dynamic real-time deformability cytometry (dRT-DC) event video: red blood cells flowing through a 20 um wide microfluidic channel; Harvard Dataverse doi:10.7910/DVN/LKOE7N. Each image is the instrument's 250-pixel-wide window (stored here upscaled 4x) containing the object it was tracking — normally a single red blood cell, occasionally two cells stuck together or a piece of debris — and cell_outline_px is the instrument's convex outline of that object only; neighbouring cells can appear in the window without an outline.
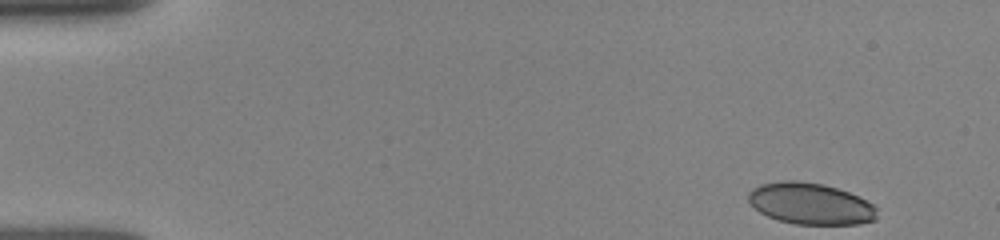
{"species": "human", "species_latin": "Homo sapiens", "temperature_condition": "room temperature", "stored_images_in_passage": 48, "camera_frame_rate_fps": 3000, "um_per_image_px": 0.085, "donor": {"sex": "female"}, "frame": {"image": 1, "passage_image": 1, "time_ms": 0.0, "image_size_px": [1000, 240], "cell_outline_px": [[876, 220], [860, 224], [796, 224], [780, 220], [768, 216], [760, 212], [748, 200], [748, 192], [752, 188], [760, 184], [780, 180], [796, 180], [824, 184], [848, 192], [872, 204], [876, 208]], "centroid_in_image_um": [68.87, 17.3], "position_along_channel_um": 16.1, "area_um2": 30.98}}
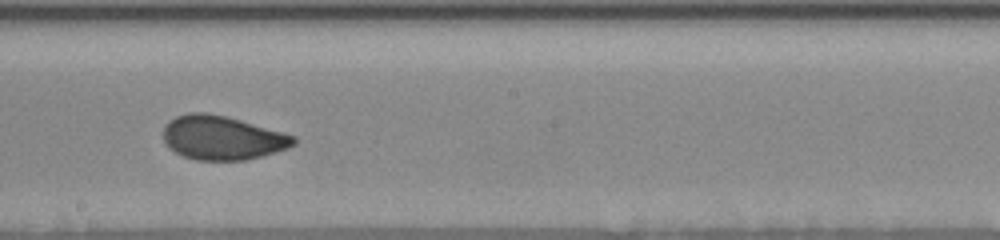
{"frame": {"image": 2, "passage_image": 26, "time_ms": 8.333, "image_size_px": [1000, 240], "cell_outline_px": [[296, 144], [288, 148], [260, 156], [244, 160], [196, 160], [184, 156], [168, 148], [164, 140], [164, 124], [168, 120], [176, 116], [188, 112], [208, 112], [240, 120], [284, 132], [296, 136]], "centroid_in_image_um": [18.87, 11.7], "position_along_channel_um": 229.3, "area_um2": 33.47}}
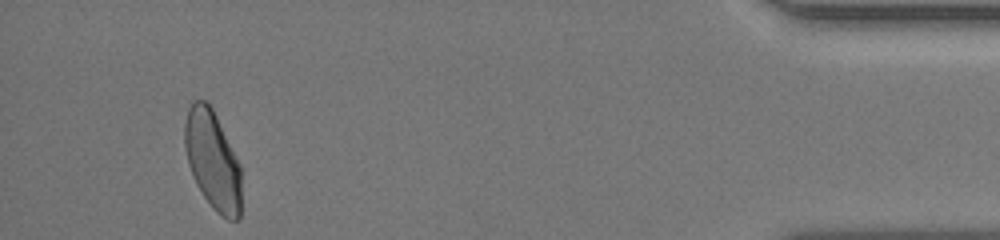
{"frame": {"image": 3, "passage_image": 45, "time_ms": 14.667, "image_size_px": [1000, 240], "cell_outline_px": [[240, 216], [236, 220], [228, 220], [220, 216], [212, 208], [196, 184], [188, 164], [184, 148], [184, 124], [188, 108], [192, 100], [208, 100], [240, 164]], "centroid_in_image_um": [18.05, 13.6], "position_along_channel_um": 417.2, "area_um2": 32.66}}